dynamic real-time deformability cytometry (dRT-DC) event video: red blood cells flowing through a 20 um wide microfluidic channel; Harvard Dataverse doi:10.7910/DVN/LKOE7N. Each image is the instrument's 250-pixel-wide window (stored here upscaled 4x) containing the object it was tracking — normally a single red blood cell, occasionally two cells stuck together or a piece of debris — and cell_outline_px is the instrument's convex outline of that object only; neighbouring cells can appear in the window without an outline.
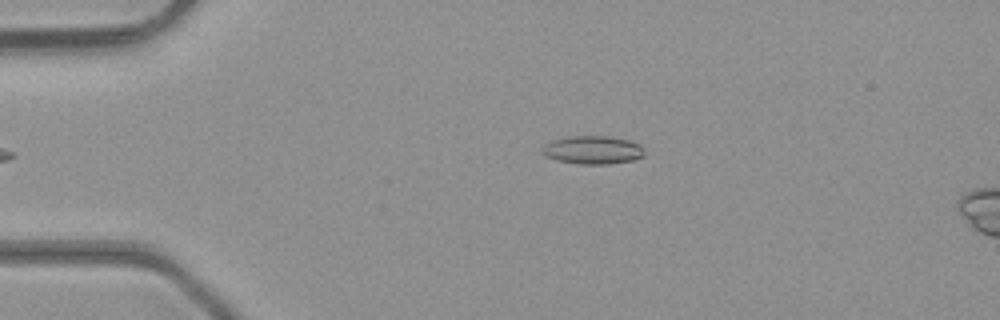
{"species": "common noctule bat (a hibernating species)", "species_latin": "Nyctalus noctula", "temperature_condition": "room temperature", "stored_images_in_passage": 3, "camera_frame_rate_fps": 3000, "um_per_image_px": 0.085, "animal": {"sex": "male", "body_mass_g": 23.1, "forearm_length_mm": 52.7}, "frame": {"image": 1, "passage_image": 3, "time_ms": 0.667, "image_size_px": [1000, 320], "cell_outline_px": [[644, 156], [632, 160], [608, 164], [580, 164], [556, 160], [544, 156], [540, 152], [540, 148], [544, 144], [552, 140], [568, 136], [608, 136], [628, 140], [640, 144], [644, 148]], "centroid_in_image_um": [50.34, 12.74], "position_along_channel_um": 34.7, "area_um2": 17.05}}